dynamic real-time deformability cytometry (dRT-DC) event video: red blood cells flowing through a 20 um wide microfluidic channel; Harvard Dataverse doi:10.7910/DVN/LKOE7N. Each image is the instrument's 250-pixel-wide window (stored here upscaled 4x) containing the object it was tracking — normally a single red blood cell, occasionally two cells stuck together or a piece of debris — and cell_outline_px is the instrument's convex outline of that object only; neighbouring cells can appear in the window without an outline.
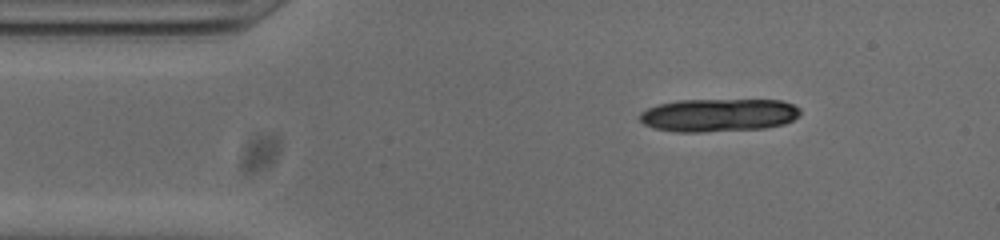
{"species": "common noctule bat (a hibernating species)", "species_latin": "Nyctalus noctula", "temperature_condition": "cold", "stored_images_in_passage": 15, "camera_frame_rate_fps": 3000, "um_per_image_px": 0.085, "animal": {"sex": "male", "body_mass_g": 20.0, "forearm_length_mm": 53.3}, "frame": {"image": 1, "passage_image": 7, "time_ms": 2.0, "image_size_px": [1000, 240], "cell_outline_px": [[800, 116], [784, 124], [764, 128], [704, 132], [676, 132], [652, 128], [644, 124], [636, 116], [640, 112], [656, 104], [676, 100], [780, 100], [792, 104], [800, 108]], "centroid_in_image_um": [61.02, 9.78], "position_along_channel_um": 24.0, "area_um2": 31.27}}